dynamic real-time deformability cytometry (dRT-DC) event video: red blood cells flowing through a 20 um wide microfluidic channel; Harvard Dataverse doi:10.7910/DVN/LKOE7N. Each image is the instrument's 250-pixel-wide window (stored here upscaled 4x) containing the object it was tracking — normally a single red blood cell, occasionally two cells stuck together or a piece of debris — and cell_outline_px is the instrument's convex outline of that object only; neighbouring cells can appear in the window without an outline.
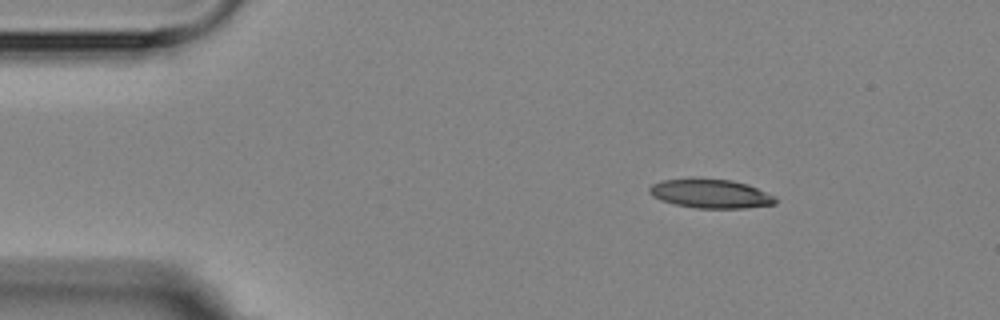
{"species": "Egyptian fruit bat (a non-hibernating species)", "species_latin": "Rousettus aegyptiacus", "temperature_condition": "room temperature", "stored_images_in_passage": 4, "camera_frame_rate_fps": 3000, "um_per_image_px": 0.085, "animal": {"sex": "female"}, "frame": {"image": 1, "passage_image": 2, "time_ms": 1.0, "image_size_px": [1000, 320], "cell_outline_px": [[776, 204], [744, 208], [696, 208], [676, 204], [660, 200], [652, 196], [648, 192], [648, 188], [652, 184], [660, 180], [692, 176], [732, 180], [748, 184], [776, 196]], "centroid_in_image_um": [60.36, 16.42], "position_along_channel_um": 24.6, "area_um2": 21.96}}